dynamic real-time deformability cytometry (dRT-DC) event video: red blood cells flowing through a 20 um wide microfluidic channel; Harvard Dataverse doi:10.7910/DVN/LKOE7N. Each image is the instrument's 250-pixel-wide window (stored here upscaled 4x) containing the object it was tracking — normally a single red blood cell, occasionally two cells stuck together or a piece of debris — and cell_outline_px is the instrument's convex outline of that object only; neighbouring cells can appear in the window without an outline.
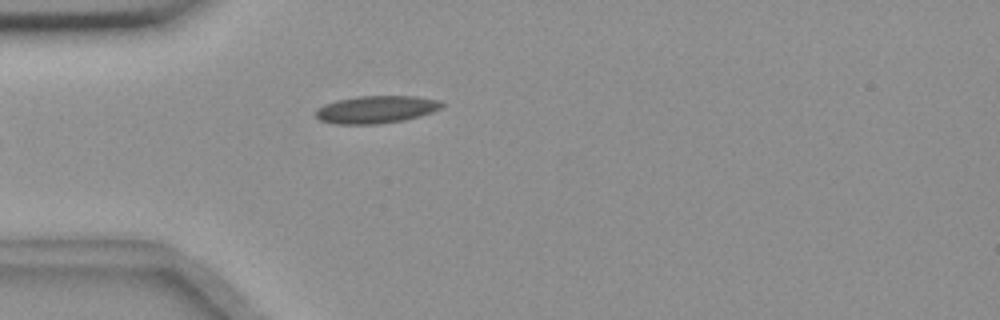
{"species": "common noctule bat (a hibernating species)", "species_latin": "Nyctalus noctula", "temperature_condition": "room temperature", "stored_images_in_passage": 5, "camera_frame_rate_fps": 3000, "um_per_image_px": 0.085, "animal": {"sex": "female", "body_mass_g": 18.4}, "frame": {"image": 1, "passage_image": 5, "time_ms": 4.667, "image_size_px": [1000, 320], "cell_outline_px": [[444, 104], [440, 108], [432, 112], [420, 116], [404, 120], [380, 124], [332, 124], [320, 120], [316, 116], [316, 108], [324, 104], [336, 100], [360, 96], [412, 96], [440, 100]], "centroid_in_image_um": [31.95, 9.31], "position_along_channel_um": 53.0, "area_um2": 20.29}}